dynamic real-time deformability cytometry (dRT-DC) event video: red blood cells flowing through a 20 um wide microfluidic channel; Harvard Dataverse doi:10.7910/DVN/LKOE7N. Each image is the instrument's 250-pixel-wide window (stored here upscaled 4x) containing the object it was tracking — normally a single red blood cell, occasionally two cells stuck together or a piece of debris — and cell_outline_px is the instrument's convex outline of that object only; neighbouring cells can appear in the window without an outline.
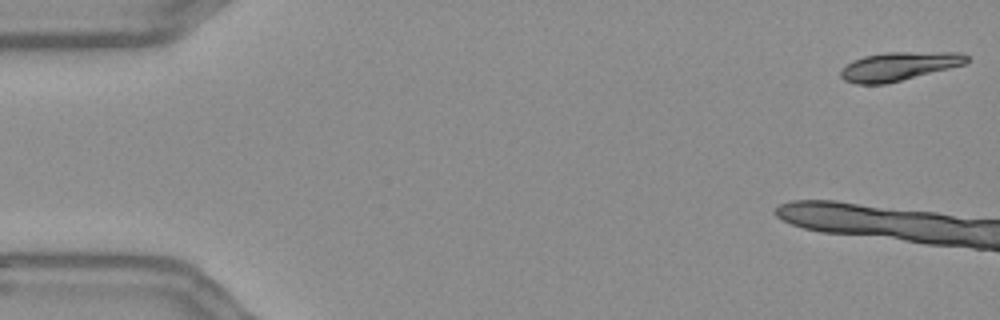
{"species": "Egyptian fruit bat (a non-hibernating species)", "species_latin": "Rousettus aegyptiacus", "temperature_condition": "warm", "stored_images_in_passage": 12, "camera_frame_rate_fps": 3000, "um_per_image_px": 0.085, "frame": {"image": 1, "passage_image": 1, "time_ms": 0.0, "image_size_px": [1000, 320], "cell_outline_px": [[968, 60], [964, 64], [884, 84], [856, 84], [844, 80], [840, 76], [840, 68], [852, 60], [864, 56], [884, 52], [960, 52], [968, 56]], "centroid_in_image_um": [76.34, 5.62], "position_along_channel_um": 8.7, "area_um2": 20.87}}